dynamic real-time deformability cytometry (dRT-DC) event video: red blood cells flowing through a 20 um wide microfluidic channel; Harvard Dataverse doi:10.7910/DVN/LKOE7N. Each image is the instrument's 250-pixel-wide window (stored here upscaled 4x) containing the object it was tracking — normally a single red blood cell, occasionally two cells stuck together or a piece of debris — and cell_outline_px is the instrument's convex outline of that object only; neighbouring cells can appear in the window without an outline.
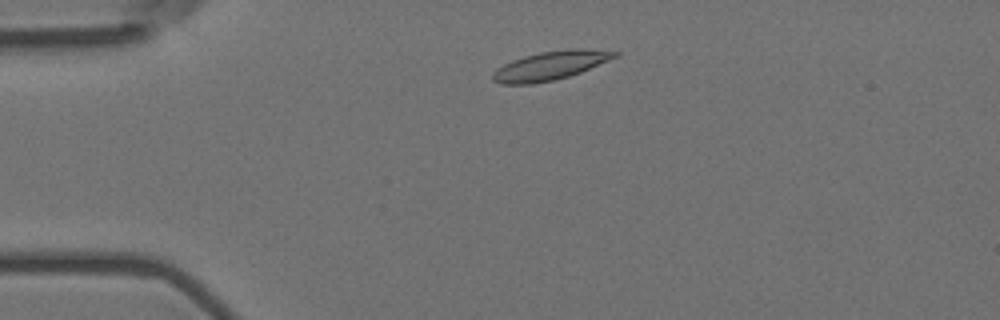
{"species": "Egyptian fruit bat (a non-hibernating species)", "species_latin": "Rousettus aegyptiacus", "temperature_condition": "room temperature", "stored_images_in_passage": 3, "camera_frame_rate_fps": 3000, "um_per_image_px": 0.085, "animal": {"sex": "female"}, "frame": {"image": 1, "passage_image": 1, "time_ms": 0.0, "image_size_px": [1000, 320], "cell_outline_px": [[620, 56], [580, 72], [568, 76], [552, 80], [532, 84], [500, 84], [492, 80], [492, 72], [496, 68], [512, 60], [524, 56], [540, 52], [580, 48], [584, 48], [620, 52]], "centroid_in_image_um": [46.77, 5.57], "position_along_channel_um": 38.2, "area_um2": 20.4}}
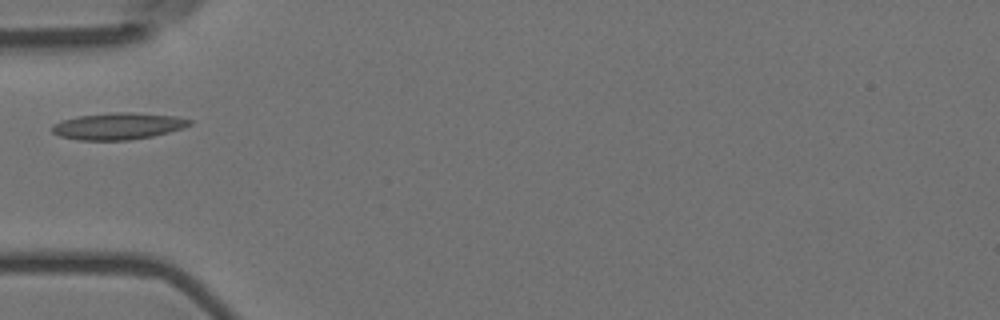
{"frame": {"image": 2, "passage_image": 3, "time_ms": 0.667, "image_size_px": [1000, 320], "cell_outline_px": [[192, 124], [184, 128], [152, 136], [128, 140], [80, 140], [60, 136], [52, 132], [52, 124], [64, 120], [80, 116], [116, 112], [128, 112], [176, 116], [192, 120]], "centroid_in_image_um": [10.07, 10.72], "position_along_channel_um": 74.9, "area_um2": 21.21}}